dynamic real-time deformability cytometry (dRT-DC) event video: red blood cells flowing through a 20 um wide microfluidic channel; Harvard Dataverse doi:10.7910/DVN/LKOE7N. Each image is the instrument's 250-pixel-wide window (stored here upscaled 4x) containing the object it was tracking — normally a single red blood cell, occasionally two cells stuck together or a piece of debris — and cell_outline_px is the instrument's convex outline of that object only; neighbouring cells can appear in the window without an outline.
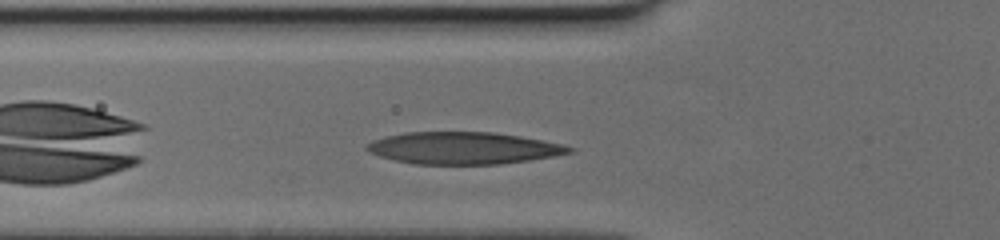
{"species": "human", "species_latin": "Homo sapiens", "temperature_condition": "cold", "stored_images_in_passage": 28, "camera_frame_rate_fps": 3000, "um_per_image_px": 0.085, "donor": {"sex": "female"}, "frame": {"image": 1, "passage_image": 6, "time_ms": 1.667, "image_size_px": [1000, 240], "cell_outline_px": [[572, 152], [552, 156], [528, 160], [500, 164], [416, 164], [396, 160], [380, 156], [364, 148], [372, 140], [384, 136], [404, 132], [492, 132], [520, 136], [544, 140], [560, 144], [572, 148]], "centroid_in_image_um": [39.36, 12.58], "position_along_channel_um": 86.4, "area_um2": 37.51}}
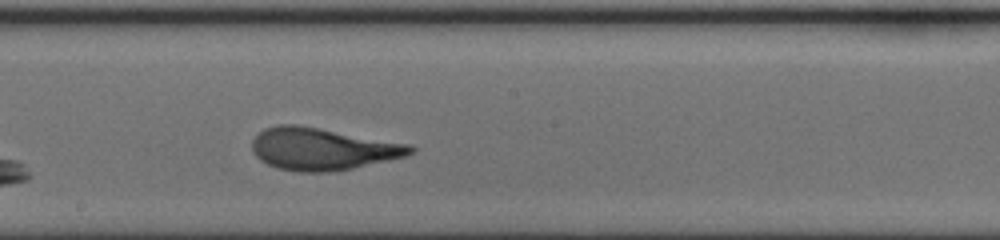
{"frame": {"image": 2, "passage_image": 16, "time_ms": 5.0, "image_size_px": [1000, 240], "cell_outline_px": [[416, 148], [412, 152], [404, 156], [352, 168], [328, 172], [300, 172], [280, 168], [268, 164], [260, 160], [256, 156], [252, 148], [252, 140], [264, 128], [276, 124], [296, 124], [320, 128], [412, 144]], "centroid_in_image_um": [27.39, 12.64], "position_along_channel_um": 220.8, "area_um2": 38.73}}
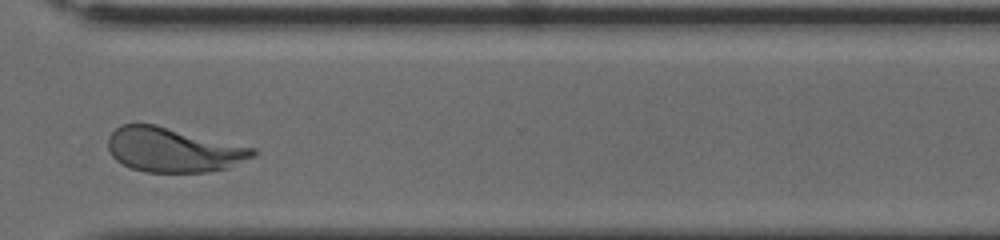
{"frame": {"image": 3, "passage_image": 26, "time_ms": 8.333, "image_size_px": [1000, 240], "cell_outline_px": [[256, 152], [252, 156], [224, 168], [204, 172], [144, 172], [132, 168], [116, 160], [112, 156], [108, 148], [108, 136], [120, 124], [156, 124], [256, 148]], "centroid_in_image_um": [14.67, 12.72], "position_along_channel_um": 355.9, "area_um2": 37.22}}